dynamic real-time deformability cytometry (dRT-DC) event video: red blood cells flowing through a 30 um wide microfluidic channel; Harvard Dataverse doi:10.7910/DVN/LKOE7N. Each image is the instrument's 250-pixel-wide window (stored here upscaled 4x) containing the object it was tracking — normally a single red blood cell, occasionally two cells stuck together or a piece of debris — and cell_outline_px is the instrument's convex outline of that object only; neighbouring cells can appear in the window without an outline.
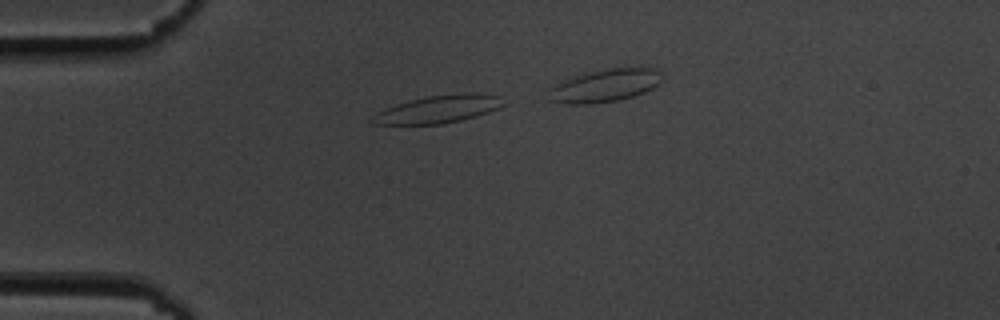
{"species": "common noctule bat (a hibernating species)", "species_latin": "Nyctalus noctula", "temperature_condition": "cold", "stored_images_in_passage": 19, "camera_frame_rate_fps": 3000, "um_per_image_px": 0.085, "animal": {"sex": "male", "body_mass_g": 19.5, "forearm_length_mm": 54.6}, "frame": {"image": 1, "passage_image": 10, "time_ms": 3.0, "image_size_px": [1000, 320], "cell_outline_px": [[508, 104], [500, 108], [476, 116], [460, 120], [440, 124], [372, 124], [368, 120], [376, 112], [384, 108], [396, 104], [428, 96], [460, 92], [476, 92], [500, 96]], "centroid_in_image_um": [37.3, 9.26], "position_along_channel_um": 47.7, "area_um2": 21.44}}
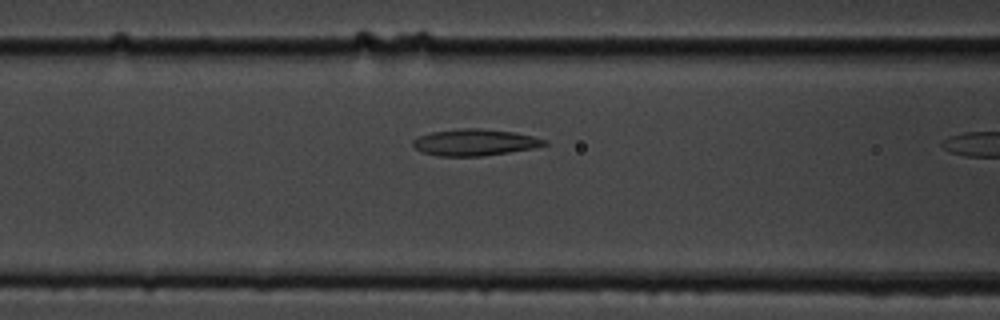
{"frame": {"image": 2, "passage_image": 18, "time_ms": 5.667, "image_size_px": [1000, 320], "cell_outline_px": [[548, 144], [536, 148], [480, 156], [440, 156], [420, 152], [412, 144], [412, 140], [420, 136], [432, 132], [460, 128], [480, 128], [512, 132], [532, 136], [548, 140]], "centroid_in_image_um": [40.36, 12.1], "position_along_channel_um": 126.2, "area_um2": 20.29}}